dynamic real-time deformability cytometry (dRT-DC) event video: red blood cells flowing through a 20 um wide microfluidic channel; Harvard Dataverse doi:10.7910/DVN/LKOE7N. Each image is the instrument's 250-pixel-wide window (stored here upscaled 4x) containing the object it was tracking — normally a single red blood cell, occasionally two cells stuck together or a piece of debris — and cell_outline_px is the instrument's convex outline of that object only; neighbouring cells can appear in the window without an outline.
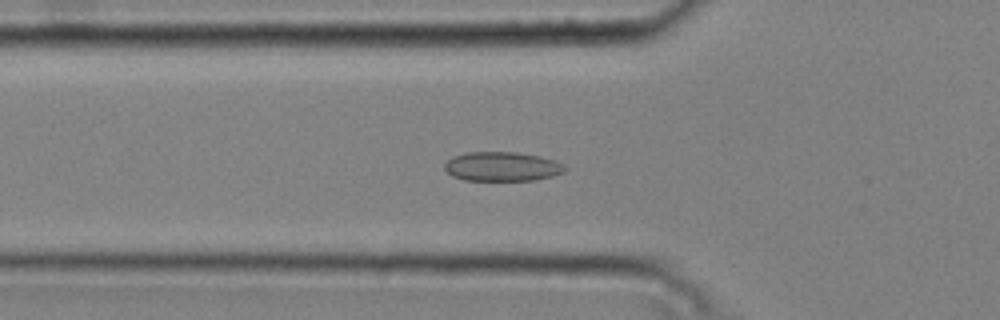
{"species": "common noctule bat (a hibernating species)", "species_latin": "Nyctalus noctula", "temperature_condition": "cold", "stored_images_in_passage": 48, "camera_frame_rate_fps": 3000, "um_per_image_px": 0.085, "animal": {"sex": "male", "body_mass_g": 20.4}, "frame": {"image": 1, "passage_image": 15, "time_ms": 4.667, "image_size_px": [1000, 320], "cell_outline_px": [[568, 168], [564, 172], [552, 176], [536, 180], [464, 180], [452, 176], [444, 168], [444, 164], [452, 156], [468, 152], [516, 152], [540, 156], [556, 160], [564, 164]], "centroid_in_image_um": [42.7, 14.15], "position_along_channel_um": 83.1, "area_um2": 20.69}}
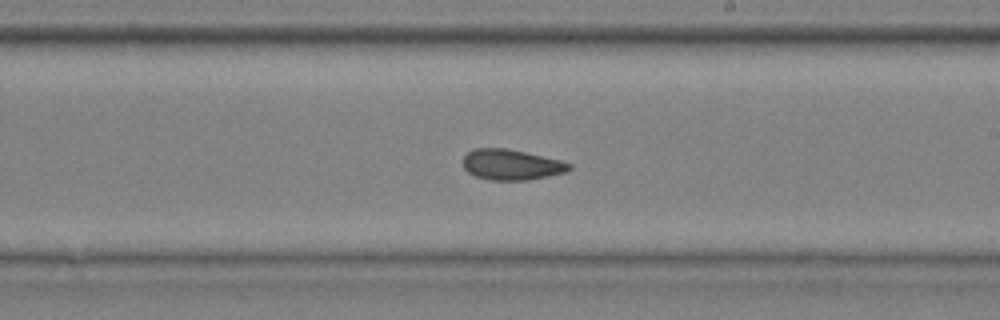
{"frame": {"image": 2, "passage_image": 28, "time_ms": 9.0, "image_size_px": [1000, 320], "cell_outline_px": [[572, 168], [568, 172], [528, 180], [492, 180], [476, 176], [468, 172], [464, 168], [464, 156], [468, 152], [476, 148], [508, 148], [560, 160], [572, 164]], "centroid_in_image_um": [43.5, 14.0], "position_along_channel_um": 245.5, "area_um2": 18.9}}
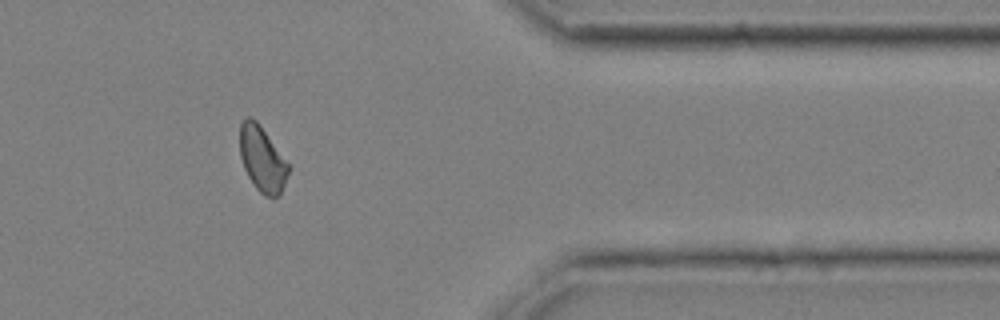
{"frame": {"image": 3, "passage_image": 41, "time_ms": 13.333, "image_size_px": [1000, 320], "cell_outline_px": [[292, 168], [280, 192], [272, 200], [264, 196], [256, 188], [248, 176], [244, 168], [240, 156], [240, 124], [244, 116], [252, 116], [256, 120]], "centroid_in_image_um": [22.29, 13.52], "position_along_channel_um": 389.1, "area_um2": 18.61}, "authors_computed_cell_mechanics": {"area_um2": 19.1318, "velocity_mm_per_s": 3.7524, "shape_relaxation_time_tau1_ms": 6.9884, "shape_relaxation_time_tau2_ms": 2.5633, "deformation_change_tau1": 0.1015, "deformation_change_tau2": 0.0624}}